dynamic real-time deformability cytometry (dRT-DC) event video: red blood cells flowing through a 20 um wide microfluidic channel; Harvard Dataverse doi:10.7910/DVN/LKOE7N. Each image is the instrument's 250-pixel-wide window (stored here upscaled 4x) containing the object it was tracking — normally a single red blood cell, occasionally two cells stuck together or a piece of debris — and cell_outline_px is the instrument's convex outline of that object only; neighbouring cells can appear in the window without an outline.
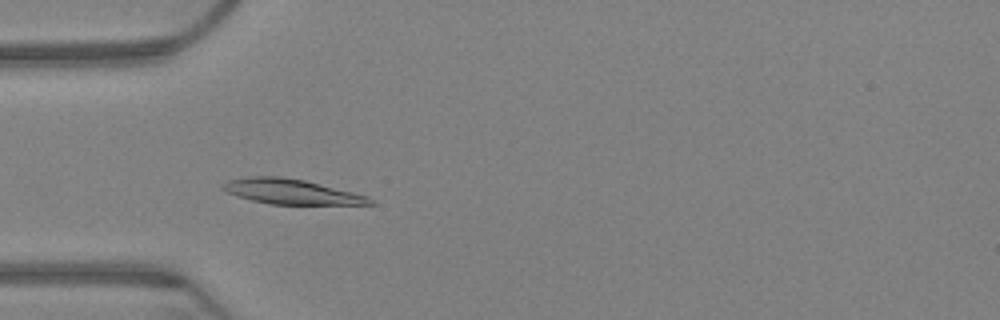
{"species": "Egyptian fruit bat (a non-hibernating species)", "species_latin": "Rousettus aegyptiacus", "temperature_condition": "warm", "stored_images_in_passage": 50, "camera_frame_rate_fps": 3000, "um_per_image_px": 0.085, "animal": {"sex": "female"}, "frame": {"image": 1, "passage_image": 5, "time_ms": 1.333, "image_size_px": [1000, 320], "cell_outline_px": [[376, 204], [268, 204], [252, 200], [228, 192], [220, 188], [220, 184], [228, 180], [252, 176], [280, 176], [304, 180], [368, 196]], "centroid_in_image_um": [24.72, 16.28], "position_along_channel_um": 60.3, "area_um2": 21.15}}
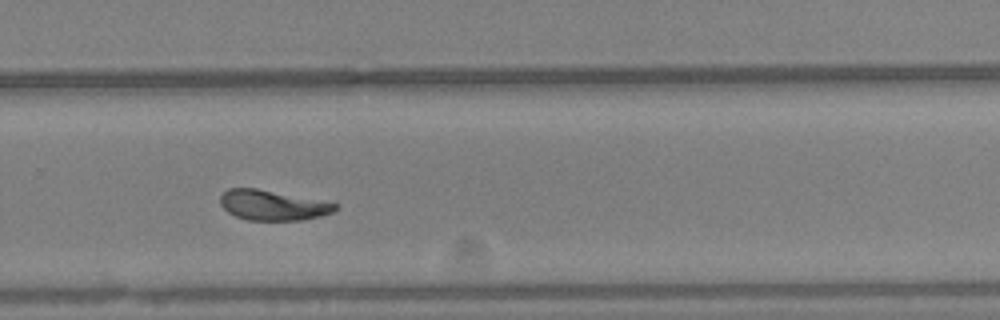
{"frame": {"image": 2, "passage_image": 29, "time_ms": 9.333, "image_size_px": [1000, 320], "cell_outline_px": [[336, 208], [332, 212], [320, 216], [300, 220], [248, 220], [236, 216], [228, 212], [220, 204], [220, 196], [228, 188], [256, 188], [336, 204]], "centroid_in_image_um": [23.1, 17.45], "position_along_channel_um": 306.7, "area_um2": 19.65}}
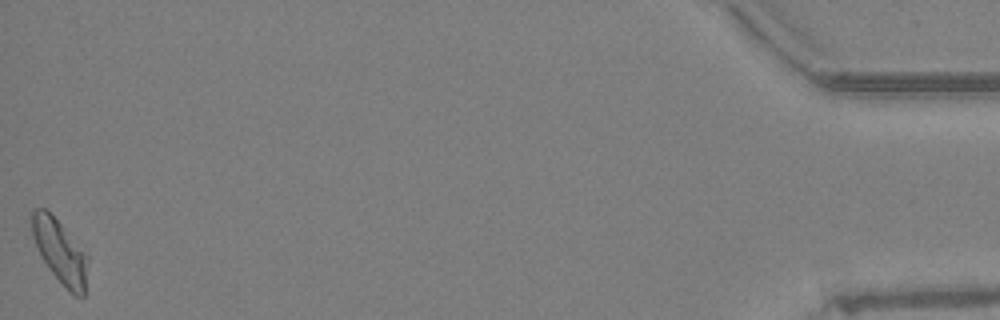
{"frame": {"image": 3, "passage_image": 50, "time_ms": 16.333, "image_size_px": [1000, 320], "cell_outline_px": [[88, 260], [84, 296], [76, 296], [48, 268], [40, 256], [32, 236], [32, 208], [44, 208], [60, 224], [88, 256]], "centroid_in_image_um": [5.08, 21.36], "position_along_channel_um": 430.1, "area_um2": 20.0}, "authors_computed_cell_mechanics": {"area_um2": 20.519, "velocity_mm_per_s": 3.1314, "shape_relaxation_time_tau1_ms": 4.3319, "shape_relaxation_time_tau2_ms": 2.4728, "deformation_change_tau1": 0.151, "deformation_change_tau2": 0.0547}}